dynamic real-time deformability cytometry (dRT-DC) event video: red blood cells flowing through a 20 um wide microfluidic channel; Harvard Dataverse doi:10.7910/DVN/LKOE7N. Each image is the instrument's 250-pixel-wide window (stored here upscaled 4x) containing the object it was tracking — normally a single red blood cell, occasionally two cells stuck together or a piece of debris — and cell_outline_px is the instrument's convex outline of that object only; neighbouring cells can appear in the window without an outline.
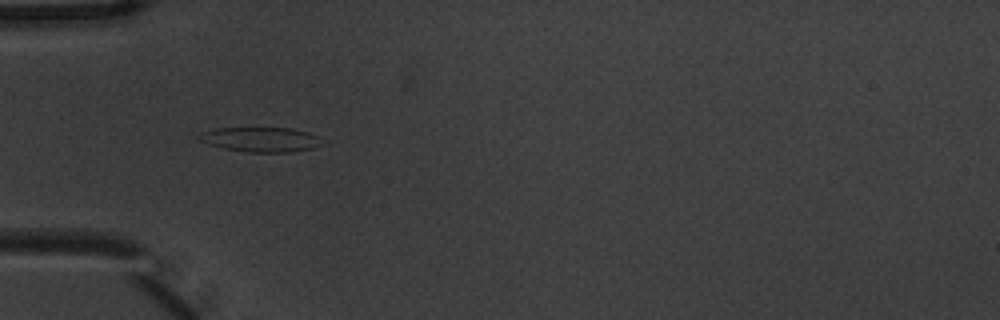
{"species": "common noctule bat (a hibernating species)", "species_latin": "Nyctalus noctula", "temperature_condition": "warm", "stored_images_in_passage": 6, "camera_frame_rate_fps": 3000, "um_per_image_px": 0.085, "animal": {"sex": "male", "body_mass_g": 20.1, "forearm_length_mm": 53.5}, "frame": {"image": 1, "passage_image": 5, "time_ms": 1.333, "image_size_px": [1000, 320], "cell_outline_px": [[320, 136], [312, 148], [292, 152], [248, 152], [224, 148], [208, 144], [200, 140], [196, 136], [200, 132], [216, 128], [292, 128], [308, 132]], "centroid_in_image_um": [22.07, 11.84], "position_along_channel_um": 62.9, "area_um2": 17.46}}